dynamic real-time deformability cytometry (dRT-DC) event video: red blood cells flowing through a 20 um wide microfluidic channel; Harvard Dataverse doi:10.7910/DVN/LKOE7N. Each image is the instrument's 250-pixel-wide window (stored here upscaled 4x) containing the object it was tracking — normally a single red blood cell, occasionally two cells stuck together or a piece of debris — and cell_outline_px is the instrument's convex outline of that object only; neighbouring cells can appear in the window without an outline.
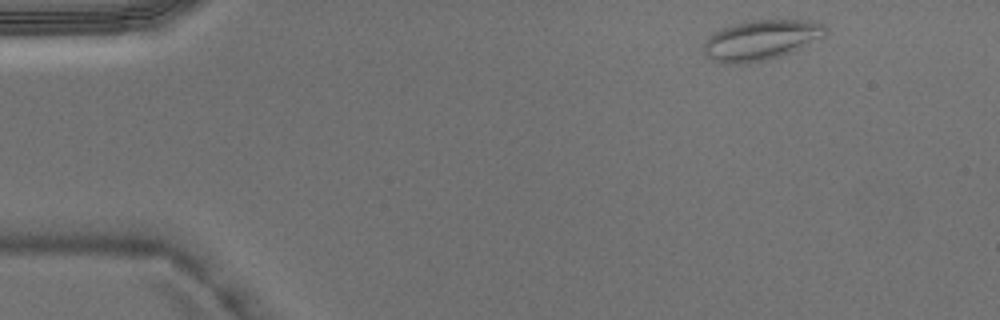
{"species": "Egyptian fruit bat (a non-hibernating species)", "species_latin": "Rousettus aegyptiacus", "temperature_condition": "warm", "stored_images_in_passage": 3, "camera_frame_rate_fps": 3000, "um_per_image_px": 0.085, "animal": {"sex": "male"}, "frame": {"image": 1, "passage_image": 1, "time_ms": 0.0, "image_size_px": [1000, 320], "cell_outline_px": [[828, 32], [824, 36], [792, 52], [780, 56], [748, 64], [724, 64], [712, 60], [704, 52], [704, 44], [708, 36], [720, 28], [744, 20], [804, 20], [824, 24], [828, 28]], "centroid_in_image_um": [64.66, 3.4], "position_along_channel_um": 20.3, "area_um2": 28.73}}
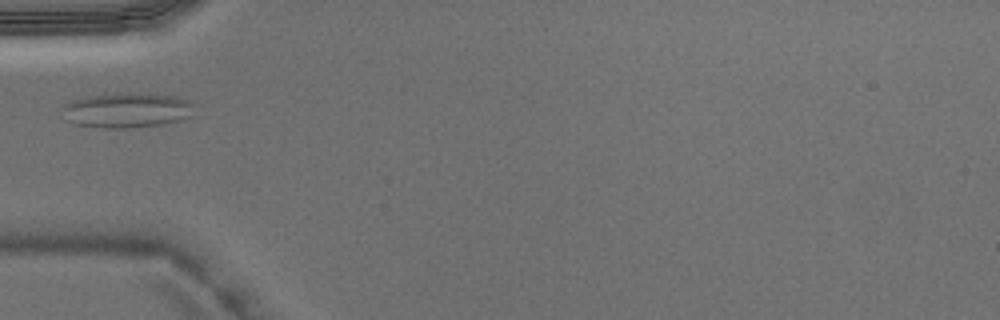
{"frame": {"image": 2, "passage_image": 3, "time_ms": 0.667, "image_size_px": [1000, 320], "cell_outline_px": [[196, 100], [188, 116], [176, 120], [160, 124], [128, 128], [100, 128], [76, 124], [68, 120], [60, 108], [64, 104], [72, 100], [88, 96], [124, 92], [176, 96]], "centroid_in_image_um": [10.76, 9.35], "position_along_channel_um": 74.2, "area_um2": 26.88}}